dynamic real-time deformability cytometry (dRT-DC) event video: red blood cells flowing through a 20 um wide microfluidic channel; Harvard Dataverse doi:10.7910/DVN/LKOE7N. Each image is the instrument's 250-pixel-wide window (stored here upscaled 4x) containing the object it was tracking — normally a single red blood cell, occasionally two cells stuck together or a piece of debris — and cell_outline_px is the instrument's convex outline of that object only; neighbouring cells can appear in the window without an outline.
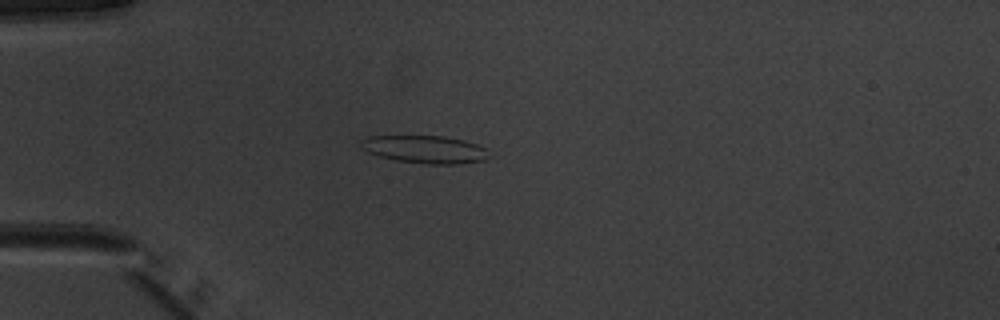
{"species": "common noctule bat (a hibernating species)", "species_latin": "Nyctalus noctula", "temperature_condition": "warm", "stored_images_in_passage": 43, "camera_frame_rate_fps": 3000, "um_per_image_px": 0.085, "animal": {"sex": "male", "body_mass_g": 20.1, "forearm_length_mm": 53.5}, "frame": {"image": 1, "passage_image": 6, "time_ms": 1.667, "image_size_px": [1000, 320], "cell_outline_px": [[488, 148], [484, 160], [456, 164], [428, 164], [396, 160], [380, 156], [368, 152], [360, 148], [360, 140], [368, 136], [444, 136], [464, 140]], "centroid_in_image_um": [36.08, 12.68], "position_along_channel_um": 48.9, "area_um2": 20.58}}
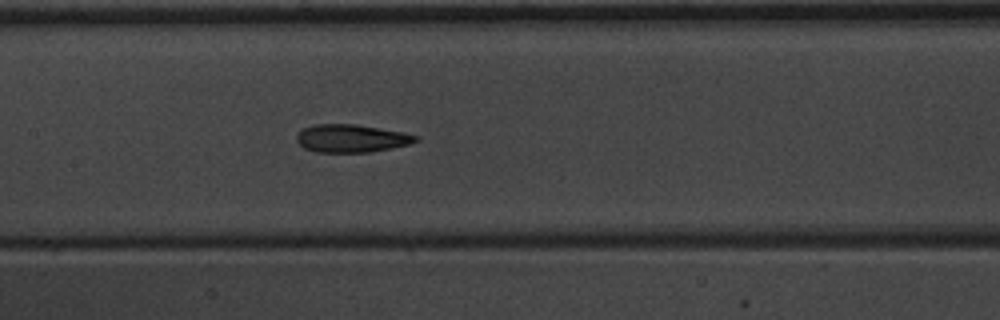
{"frame": {"image": 2, "passage_image": 17, "time_ms": 5.333, "image_size_px": [1000, 320], "cell_outline_px": [[420, 140], [408, 144], [392, 148], [368, 152], [316, 152], [304, 148], [296, 140], [296, 132], [304, 128], [316, 124], [356, 124], [404, 132], [420, 136]], "centroid_in_image_um": [29.87, 11.75], "position_along_channel_um": 177.5, "area_um2": 19.48}}
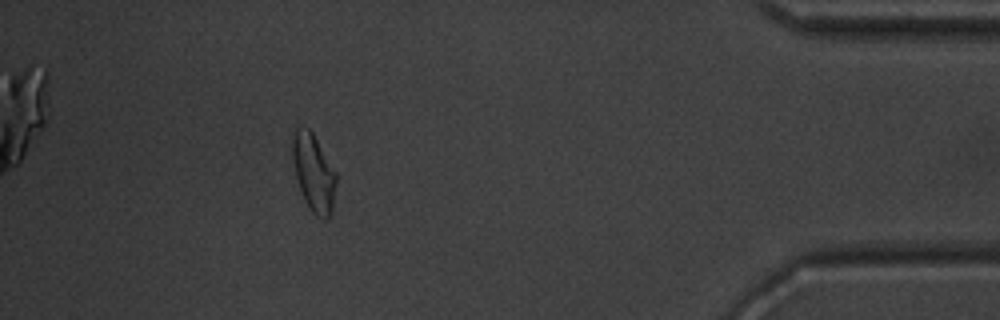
{"frame": {"image": 3, "passage_image": 38, "time_ms": 12.333, "image_size_px": [1000, 320], "cell_outline_px": [[336, 184], [332, 208], [328, 220], [324, 220], [316, 216], [308, 208], [304, 200], [296, 176], [292, 160], [292, 132], [296, 128], [308, 128], [312, 132], [336, 172]], "centroid_in_image_um": [26.65, 14.7], "position_along_channel_um": 408.6, "area_um2": 19.71}, "authors_computed_cell_mechanics": {"area_um2": 20.0566, "velocity_mm_per_s": 3.9749, "shape_relaxation_time_tau1_ms": 11.3775, "shape_relaxation_time_tau2_ms": 2.6681, "deformation_change_tau1": 0.25, "deformation_change_tau2": 0.1171}}